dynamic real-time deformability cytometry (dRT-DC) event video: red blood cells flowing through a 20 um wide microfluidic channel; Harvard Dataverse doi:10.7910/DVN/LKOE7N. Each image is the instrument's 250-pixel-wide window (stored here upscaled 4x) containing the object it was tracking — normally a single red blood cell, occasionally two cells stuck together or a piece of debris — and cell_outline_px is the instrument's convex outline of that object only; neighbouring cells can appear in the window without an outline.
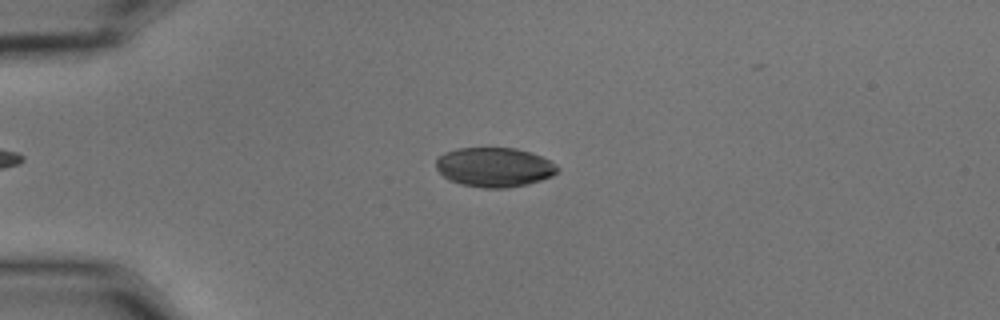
{"species": "common noctule bat (a hibernating species)", "species_latin": "Nyctalus noctula", "temperature_condition": "cold", "stored_images_in_passage": 56, "camera_frame_rate_fps": 3000, "um_per_image_px": 0.085, "animal": {"sex": "male", "body_mass_g": 15.6}, "frame": {"image": 1, "passage_image": 14, "time_ms": 4.333, "image_size_px": [1000, 320], "cell_outline_px": [[560, 168], [552, 176], [528, 184], [508, 188], [484, 188], [460, 184], [448, 180], [436, 168], [436, 160], [444, 152], [460, 148], [516, 148], [532, 152], [556, 164]], "centroid_in_image_um": [42.02, 14.21], "position_along_channel_um": 43.0, "area_um2": 27.98}}
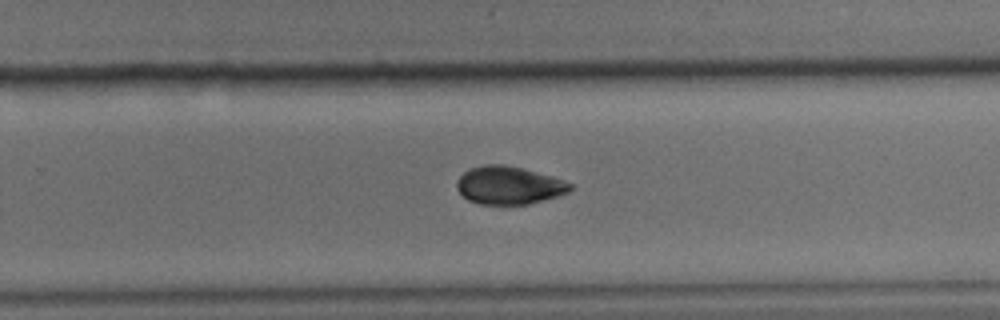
{"frame": {"image": 2, "passage_image": 37, "time_ms": 12.0, "image_size_px": [1000, 320], "cell_outline_px": [[572, 188], [568, 192], [556, 196], [528, 204], [480, 204], [468, 200], [456, 188], [456, 180], [468, 168], [484, 164], [504, 164], [552, 176], [564, 180], [572, 184]], "centroid_in_image_um": [43.22, 15.74], "position_along_channel_um": 286.6, "area_um2": 24.97}}
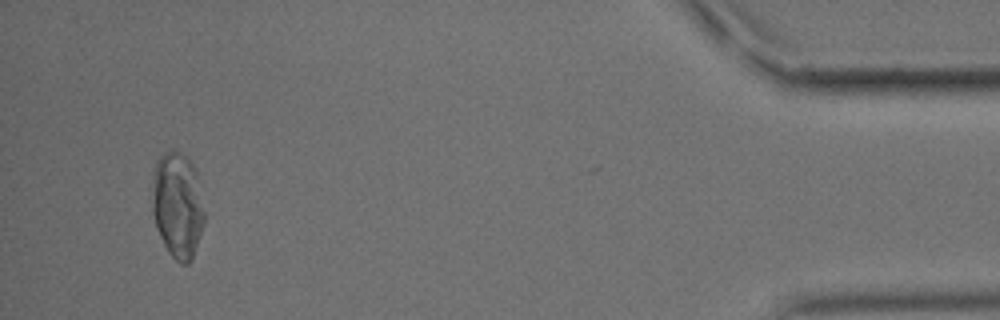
{"frame": {"image": 3, "passage_image": 54, "time_ms": 17.667, "image_size_px": [1000, 320], "cell_outline_px": [[204, 224], [192, 260], [188, 264], [180, 264], [168, 252], [160, 236], [152, 212], [152, 172], [156, 160], [164, 152], [172, 148], [188, 156], [196, 168], [204, 212]], "centroid_in_image_um": [15.09, 17.38], "position_along_channel_um": 420.1, "area_um2": 32.83}, "authors_computed_cell_mechanics": {"area_um2": 27.3394, "velocity_mm_per_s": 3.5341, "shape_relaxation_time_tau1_ms": 6.5083, "shape_relaxation_time_tau2_ms": 6.7651, "deformation_change_tau1": 0.1151, "deformation_change_tau2": 0.074}}